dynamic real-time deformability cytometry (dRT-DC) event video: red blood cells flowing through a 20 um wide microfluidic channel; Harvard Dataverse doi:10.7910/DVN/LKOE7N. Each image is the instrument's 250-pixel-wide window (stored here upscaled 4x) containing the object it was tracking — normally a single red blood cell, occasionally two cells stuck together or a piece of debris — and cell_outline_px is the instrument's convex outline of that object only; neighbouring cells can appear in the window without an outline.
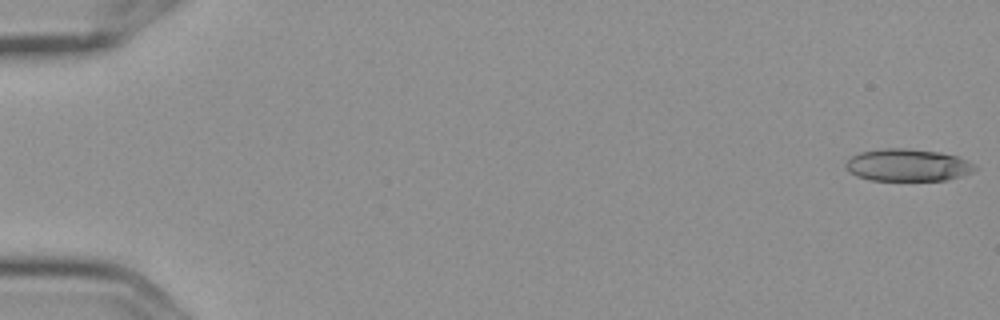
{"species": "Egyptian fruit bat (a non-hibernating species)", "species_latin": "Rousettus aegyptiacus", "temperature_condition": "cold", "stored_images_in_passage": 5, "camera_frame_rate_fps": 3000, "um_per_image_px": 0.085, "frame": {"image": 1, "passage_image": 1, "time_ms": 0.0, "image_size_px": [1000, 320], "cell_outline_px": [[980, 168], [972, 172], [948, 180], [868, 180], [856, 176], [848, 172], [844, 164], [852, 156], [860, 152], [884, 148], [908, 148], [940, 152], [956, 156]], "centroid_in_image_um": [77.12, 14.03], "position_along_channel_um": 7.9, "area_um2": 24.33}}
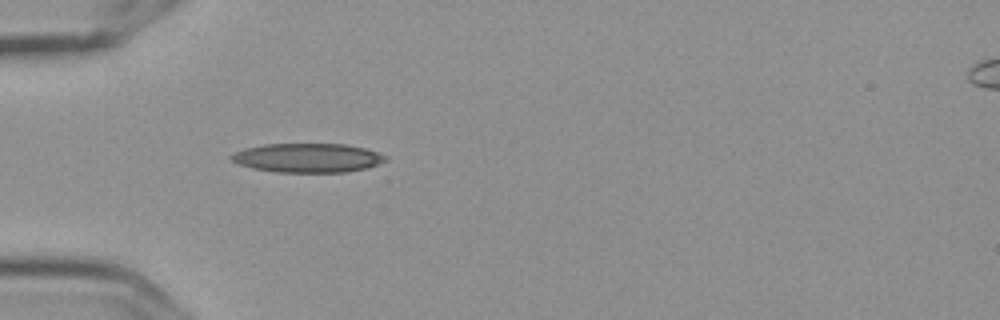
{"frame": {"image": 2, "passage_image": 5, "time_ms": 1.333, "image_size_px": [1000, 320], "cell_outline_px": [[388, 160], [364, 168], [344, 172], [276, 172], [252, 168], [236, 164], [228, 156], [244, 148], [264, 144], [344, 144], [364, 148], [388, 156]], "centroid_in_image_um": [26.1, 13.41], "position_along_channel_um": 58.9, "area_um2": 26.07}}